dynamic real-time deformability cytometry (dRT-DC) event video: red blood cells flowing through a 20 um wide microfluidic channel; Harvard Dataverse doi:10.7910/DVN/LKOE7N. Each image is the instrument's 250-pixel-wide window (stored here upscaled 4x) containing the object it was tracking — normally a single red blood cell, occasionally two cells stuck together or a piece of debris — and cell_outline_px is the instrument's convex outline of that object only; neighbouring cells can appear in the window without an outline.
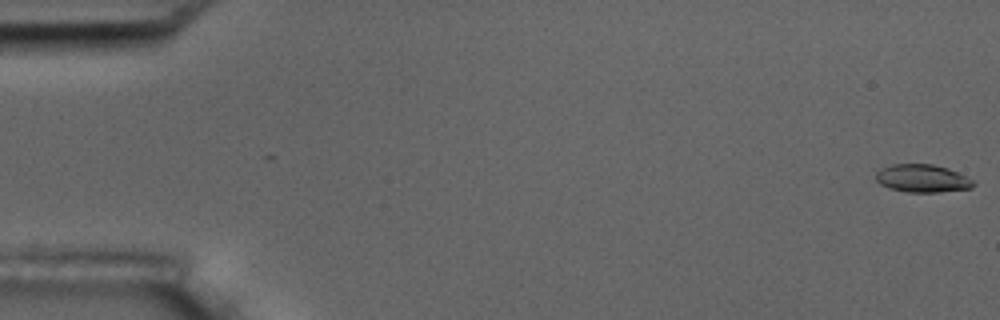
{"species": "common noctule bat (a hibernating species)", "species_latin": "Nyctalus noctula", "temperature_condition": "room temperature", "stored_images_in_passage": 8, "camera_frame_rate_fps": 3000, "um_per_image_px": 0.085, "animal": {"sex": "male", "body_mass_g": 17.5, "forearm_length_mm": 52.3}, "frame": {"image": 1, "passage_image": 1, "time_ms": 0.0, "image_size_px": [1000, 320], "cell_outline_px": [[976, 184], [972, 188], [936, 192], [908, 192], [888, 188], [880, 184], [876, 180], [876, 172], [880, 168], [892, 164], [932, 164], [948, 168], [972, 180]], "centroid_in_image_um": [78.36, 15.16], "position_along_channel_um": 6.6, "area_um2": 15.78}}
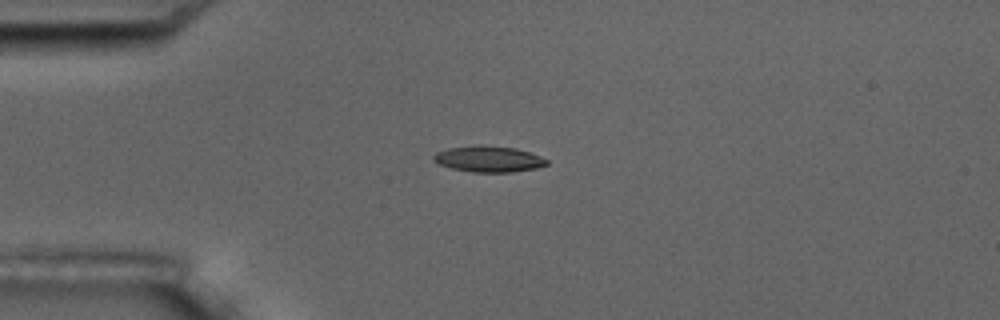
{"frame": {"image": 2, "passage_image": 5, "time_ms": 4.667, "image_size_px": [1000, 320], "cell_outline_px": [[548, 164], [536, 168], [512, 172], [472, 172], [452, 168], [440, 164], [432, 160], [432, 156], [436, 152], [448, 148], [476, 144], [484, 144], [516, 148], [540, 156], [548, 160]], "centroid_in_image_um": [41.51, 13.5], "position_along_channel_um": 43.5, "area_um2": 17.34}}